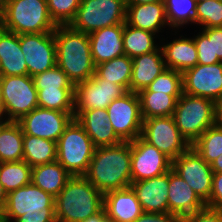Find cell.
Here are the masks:
<instances>
[{
    "label": "cell",
    "instance_id": "obj_1",
    "mask_svg": "<svg viewBox=\"0 0 222 222\" xmlns=\"http://www.w3.org/2000/svg\"><path fill=\"white\" fill-rule=\"evenodd\" d=\"M84 177L101 193L131 185V142L95 148Z\"/></svg>",
    "mask_w": 222,
    "mask_h": 222
},
{
    "label": "cell",
    "instance_id": "obj_2",
    "mask_svg": "<svg viewBox=\"0 0 222 222\" xmlns=\"http://www.w3.org/2000/svg\"><path fill=\"white\" fill-rule=\"evenodd\" d=\"M56 65L62 69L73 86L87 81L95 74L89 35L72 29L69 25H57L54 30Z\"/></svg>",
    "mask_w": 222,
    "mask_h": 222
},
{
    "label": "cell",
    "instance_id": "obj_3",
    "mask_svg": "<svg viewBox=\"0 0 222 222\" xmlns=\"http://www.w3.org/2000/svg\"><path fill=\"white\" fill-rule=\"evenodd\" d=\"M104 194L84 176H72L55 197L56 222H82L103 209Z\"/></svg>",
    "mask_w": 222,
    "mask_h": 222
},
{
    "label": "cell",
    "instance_id": "obj_4",
    "mask_svg": "<svg viewBox=\"0 0 222 222\" xmlns=\"http://www.w3.org/2000/svg\"><path fill=\"white\" fill-rule=\"evenodd\" d=\"M0 26L18 35L54 32L57 27L49 15L46 0H2Z\"/></svg>",
    "mask_w": 222,
    "mask_h": 222
},
{
    "label": "cell",
    "instance_id": "obj_5",
    "mask_svg": "<svg viewBox=\"0 0 222 222\" xmlns=\"http://www.w3.org/2000/svg\"><path fill=\"white\" fill-rule=\"evenodd\" d=\"M214 114V101L182 93L172 117L181 135L192 146L209 127L214 125Z\"/></svg>",
    "mask_w": 222,
    "mask_h": 222
},
{
    "label": "cell",
    "instance_id": "obj_6",
    "mask_svg": "<svg viewBox=\"0 0 222 222\" xmlns=\"http://www.w3.org/2000/svg\"><path fill=\"white\" fill-rule=\"evenodd\" d=\"M95 148L84 128L73 119L57 141L56 160L71 176H84Z\"/></svg>",
    "mask_w": 222,
    "mask_h": 222
},
{
    "label": "cell",
    "instance_id": "obj_7",
    "mask_svg": "<svg viewBox=\"0 0 222 222\" xmlns=\"http://www.w3.org/2000/svg\"><path fill=\"white\" fill-rule=\"evenodd\" d=\"M127 0H82L69 26L90 34L126 22Z\"/></svg>",
    "mask_w": 222,
    "mask_h": 222
},
{
    "label": "cell",
    "instance_id": "obj_8",
    "mask_svg": "<svg viewBox=\"0 0 222 222\" xmlns=\"http://www.w3.org/2000/svg\"><path fill=\"white\" fill-rule=\"evenodd\" d=\"M3 115L6 121H19L38 107L37 89L29 75L0 76Z\"/></svg>",
    "mask_w": 222,
    "mask_h": 222
},
{
    "label": "cell",
    "instance_id": "obj_9",
    "mask_svg": "<svg viewBox=\"0 0 222 222\" xmlns=\"http://www.w3.org/2000/svg\"><path fill=\"white\" fill-rule=\"evenodd\" d=\"M141 137L171 161L191 147L181 135L172 116L143 120Z\"/></svg>",
    "mask_w": 222,
    "mask_h": 222
},
{
    "label": "cell",
    "instance_id": "obj_10",
    "mask_svg": "<svg viewBox=\"0 0 222 222\" xmlns=\"http://www.w3.org/2000/svg\"><path fill=\"white\" fill-rule=\"evenodd\" d=\"M109 123L121 141L131 142L141 136L143 119L138 93L128 91L106 108Z\"/></svg>",
    "mask_w": 222,
    "mask_h": 222
},
{
    "label": "cell",
    "instance_id": "obj_11",
    "mask_svg": "<svg viewBox=\"0 0 222 222\" xmlns=\"http://www.w3.org/2000/svg\"><path fill=\"white\" fill-rule=\"evenodd\" d=\"M171 169L188 183L205 204L209 201L213 171L211 165L192 147L172 161Z\"/></svg>",
    "mask_w": 222,
    "mask_h": 222
},
{
    "label": "cell",
    "instance_id": "obj_12",
    "mask_svg": "<svg viewBox=\"0 0 222 222\" xmlns=\"http://www.w3.org/2000/svg\"><path fill=\"white\" fill-rule=\"evenodd\" d=\"M127 92L123 86L99 79L94 74L74 86V116L89 109H106L113 100Z\"/></svg>",
    "mask_w": 222,
    "mask_h": 222
},
{
    "label": "cell",
    "instance_id": "obj_13",
    "mask_svg": "<svg viewBox=\"0 0 222 222\" xmlns=\"http://www.w3.org/2000/svg\"><path fill=\"white\" fill-rule=\"evenodd\" d=\"M172 168V161L141 136L131 141V183L161 176Z\"/></svg>",
    "mask_w": 222,
    "mask_h": 222
},
{
    "label": "cell",
    "instance_id": "obj_14",
    "mask_svg": "<svg viewBox=\"0 0 222 222\" xmlns=\"http://www.w3.org/2000/svg\"><path fill=\"white\" fill-rule=\"evenodd\" d=\"M19 41L29 76L33 77L56 66L54 32L20 34Z\"/></svg>",
    "mask_w": 222,
    "mask_h": 222
},
{
    "label": "cell",
    "instance_id": "obj_15",
    "mask_svg": "<svg viewBox=\"0 0 222 222\" xmlns=\"http://www.w3.org/2000/svg\"><path fill=\"white\" fill-rule=\"evenodd\" d=\"M73 119L74 112H61L37 107L17 122L24 135L57 142Z\"/></svg>",
    "mask_w": 222,
    "mask_h": 222
},
{
    "label": "cell",
    "instance_id": "obj_16",
    "mask_svg": "<svg viewBox=\"0 0 222 222\" xmlns=\"http://www.w3.org/2000/svg\"><path fill=\"white\" fill-rule=\"evenodd\" d=\"M183 93L210 99H222V62L197 64L182 73Z\"/></svg>",
    "mask_w": 222,
    "mask_h": 222
},
{
    "label": "cell",
    "instance_id": "obj_17",
    "mask_svg": "<svg viewBox=\"0 0 222 222\" xmlns=\"http://www.w3.org/2000/svg\"><path fill=\"white\" fill-rule=\"evenodd\" d=\"M54 203L55 197L30 183L7 194L3 215L8 222H14L27 212L33 213L43 208H54Z\"/></svg>",
    "mask_w": 222,
    "mask_h": 222
},
{
    "label": "cell",
    "instance_id": "obj_18",
    "mask_svg": "<svg viewBox=\"0 0 222 222\" xmlns=\"http://www.w3.org/2000/svg\"><path fill=\"white\" fill-rule=\"evenodd\" d=\"M168 186L169 171L130 185L146 213H168Z\"/></svg>",
    "mask_w": 222,
    "mask_h": 222
},
{
    "label": "cell",
    "instance_id": "obj_19",
    "mask_svg": "<svg viewBox=\"0 0 222 222\" xmlns=\"http://www.w3.org/2000/svg\"><path fill=\"white\" fill-rule=\"evenodd\" d=\"M91 55L95 65L125 55L123 24L104 27L89 34Z\"/></svg>",
    "mask_w": 222,
    "mask_h": 222
},
{
    "label": "cell",
    "instance_id": "obj_20",
    "mask_svg": "<svg viewBox=\"0 0 222 222\" xmlns=\"http://www.w3.org/2000/svg\"><path fill=\"white\" fill-rule=\"evenodd\" d=\"M206 204L172 169L169 171L168 212L180 217L202 210Z\"/></svg>",
    "mask_w": 222,
    "mask_h": 222
},
{
    "label": "cell",
    "instance_id": "obj_21",
    "mask_svg": "<svg viewBox=\"0 0 222 222\" xmlns=\"http://www.w3.org/2000/svg\"><path fill=\"white\" fill-rule=\"evenodd\" d=\"M74 119L84 128L96 147L115 145L121 142L109 123L106 109H89L78 112Z\"/></svg>",
    "mask_w": 222,
    "mask_h": 222
},
{
    "label": "cell",
    "instance_id": "obj_22",
    "mask_svg": "<svg viewBox=\"0 0 222 222\" xmlns=\"http://www.w3.org/2000/svg\"><path fill=\"white\" fill-rule=\"evenodd\" d=\"M103 208L116 222H134L144 212L131 187L106 192Z\"/></svg>",
    "mask_w": 222,
    "mask_h": 222
},
{
    "label": "cell",
    "instance_id": "obj_23",
    "mask_svg": "<svg viewBox=\"0 0 222 222\" xmlns=\"http://www.w3.org/2000/svg\"><path fill=\"white\" fill-rule=\"evenodd\" d=\"M125 23L155 34L161 32L162 28L169 26L164 2L127 4Z\"/></svg>",
    "mask_w": 222,
    "mask_h": 222
},
{
    "label": "cell",
    "instance_id": "obj_24",
    "mask_svg": "<svg viewBox=\"0 0 222 222\" xmlns=\"http://www.w3.org/2000/svg\"><path fill=\"white\" fill-rule=\"evenodd\" d=\"M132 62L130 91L134 93L146 89L166 69L161 46L153 52L134 57Z\"/></svg>",
    "mask_w": 222,
    "mask_h": 222
},
{
    "label": "cell",
    "instance_id": "obj_25",
    "mask_svg": "<svg viewBox=\"0 0 222 222\" xmlns=\"http://www.w3.org/2000/svg\"><path fill=\"white\" fill-rule=\"evenodd\" d=\"M28 75L19 35L0 26V76Z\"/></svg>",
    "mask_w": 222,
    "mask_h": 222
},
{
    "label": "cell",
    "instance_id": "obj_26",
    "mask_svg": "<svg viewBox=\"0 0 222 222\" xmlns=\"http://www.w3.org/2000/svg\"><path fill=\"white\" fill-rule=\"evenodd\" d=\"M174 39L170 43L161 45L166 68L183 73L195 67L198 62L197 49L193 38Z\"/></svg>",
    "mask_w": 222,
    "mask_h": 222
},
{
    "label": "cell",
    "instance_id": "obj_27",
    "mask_svg": "<svg viewBox=\"0 0 222 222\" xmlns=\"http://www.w3.org/2000/svg\"><path fill=\"white\" fill-rule=\"evenodd\" d=\"M72 176L56 160L35 166L31 171V183L56 197Z\"/></svg>",
    "mask_w": 222,
    "mask_h": 222
},
{
    "label": "cell",
    "instance_id": "obj_28",
    "mask_svg": "<svg viewBox=\"0 0 222 222\" xmlns=\"http://www.w3.org/2000/svg\"><path fill=\"white\" fill-rule=\"evenodd\" d=\"M193 39L197 49V64L222 62V27L202 28Z\"/></svg>",
    "mask_w": 222,
    "mask_h": 222
},
{
    "label": "cell",
    "instance_id": "obj_29",
    "mask_svg": "<svg viewBox=\"0 0 222 222\" xmlns=\"http://www.w3.org/2000/svg\"><path fill=\"white\" fill-rule=\"evenodd\" d=\"M138 96L143 120L154 117L172 116L177 100L181 97V95H168L153 91H140Z\"/></svg>",
    "mask_w": 222,
    "mask_h": 222
},
{
    "label": "cell",
    "instance_id": "obj_30",
    "mask_svg": "<svg viewBox=\"0 0 222 222\" xmlns=\"http://www.w3.org/2000/svg\"><path fill=\"white\" fill-rule=\"evenodd\" d=\"M57 142L31 135L23 137V161L32 168L56 161Z\"/></svg>",
    "mask_w": 222,
    "mask_h": 222
},
{
    "label": "cell",
    "instance_id": "obj_31",
    "mask_svg": "<svg viewBox=\"0 0 222 222\" xmlns=\"http://www.w3.org/2000/svg\"><path fill=\"white\" fill-rule=\"evenodd\" d=\"M23 137L18 122L7 121L0 128V163L23 160Z\"/></svg>",
    "mask_w": 222,
    "mask_h": 222
},
{
    "label": "cell",
    "instance_id": "obj_32",
    "mask_svg": "<svg viewBox=\"0 0 222 222\" xmlns=\"http://www.w3.org/2000/svg\"><path fill=\"white\" fill-rule=\"evenodd\" d=\"M132 68V58L123 55L96 65L95 75L99 79L119 84L130 91Z\"/></svg>",
    "mask_w": 222,
    "mask_h": 222
},
{
    "label": "cell",
    "instance_id": "obj_33",
    "mask_svg": "<svg viewBox=\"0 0 222 222\" xmlns=\"http://www.w3.org/2000/svg\"><path fill=\"white\" fill-rule=\"evenodd\" d=\"M155 33L135 28L123 24V45L124 53L130 58L140 56L157 50L160 46L156 45Z\"/></svg>",
    "mask_w": 222,
    "mask_h": 222
},
{
    "label": "cell",
    "instance_id": "obj_34",
    "mask_svg": "<svg viewBox=\"0 0 222 222\" xmlns=\"http://www.w3.org/2000/svg\"><path fill=\"white\" fill-rule=\"evenodd\" d=\"M32 167L25 161L0 163V182L8 194L31 183Z\"/></svg>",
    "mask_w": 222,
    "mask_h": 222
},
{
    "label": "cell",
    "instance_id": "obj_35",
    "mask_svg": "<svg viewBox=\"0 0 222 222\" xmlns=\"http://www.w3.org/2000/svg\"><path fill=\"white\" fill-rule=\"evenodd\" d=\"M38 107L74 112V88L41 89L37 91Z\"/></svg>",
    "mask_w": 222,
    "mask_h": 222
},
{
    "label": "cell",
    "instance_id": "obj_36",
    "mask_svg": "<svg viewBox=\"0 0 222 222\" xmlns=\"http://www.w3.org/2000/svg\"><path fill=\"white\" fill-rule=\"evenodd\" d=\"M196 4V0H164L169 27L179 29L195 23Z\"/></svg>",
    "mask_w": 222,
    "mask_h": 222
},
{
    "label": "cell",
    "instance_id": "obj_37",
    "mask_svg": "<svg viewBox=\"0 0 222 222\" xmlns=\"http://www.w3.org/2000/svg\"><path fill=\"white\" fill-rule=\"evenodd\" d=\"M208 164L222 154V129L209 127L191 146Z\"/></svg>",
    "mask_w": 222,
    "mask_h": 222
},
{
    "label": "cell",
    "instance_id": "obj_38",
    "mask_svg": "<svg viewBox=\"0 0 222 222\" xmlns=\"http://www.w3.org/2000/svg\"><path fill=\"white\" fill-rule=\"evenodd\" d=\"M195 23L203 28L222 27V0H207L196 4Z\"/></svg>",
    "mask_w": 222,
    "mask_h": 222
},
{
    "label": "cell",
    "instance_id": "obj_39",
    "mask_svg": "<svg viewBox=\"0 0 222 222\" xmlns=\"http://www.w3.org/2000/svg\"><path fill=\"white\" fill-rule=\"evenodd\" d=\"M141 91L161 92L168 95H181L183 93L182 73L166 68L146 89Z\"/></svg>",
    "mask_w": 222,
    "mask_h": 222
},
{
    "label": "cell",
    "instance_id": "obj_40",
    "mask_svg": "<svg viewBox=\"0 0 222 222\" xmlns=\"http://www.w3.org/2000/svg\"><path fill=\"white\" fill-rule=\"evenodd\" d=\"M48 12L56 25H69L74 19L81 0H46Z\"/></svg>",
    "mask_w": 222,
    "mask_h": 222
},
{
    "label": "cell",
    "instance_id": "obj_41",
    "mask_svg": "<svg viewBox=\"0 0 222 222\" xmlns=\"http://www.w3.org/2000/svg\"><path fill=\"white\" fill-rule=\"evenodd\" d=\"M33 80L37 91L41 89L74 88L66 73L57 65L33 76Z\"/></svg>",
    "mask_w": 222,
    "mask_h": 222
},
{
    "label": "cell",
    "instance_id": "obj_42",
    "mask_svg": "<svg viewBox=\"0 0 222 222\" xmlns=\"http://www.w3.org/2000/svg\"><path fill=\"white\" fill-rule=\"evenodd\" d=\"M180 222H222V217L217 209L205 207L193 214L181 217Z\"/></svg>",
    "mask_w": 222,
    "mask_h": 222
},
{
    "label": "cell",
    "instance_id": "obj_43",
    "mask_svg": "<svg viewBox=\"0 0 222 222\" xmlns=\"http://www.w3.org/2000/svg\"><path fill=\"white\" fill-rule=\"evenodd\" d=\"M14 222H56L55 209L43 208L39 212L25 213Z\"/></svg>",
    "mask_w": 222,
    "mask_h": 222
},
{
    "label": "cell",
    "instance_id": "obj_44",
    "mask_svg": "<svg viewBox=\"0 0 222 222\" xmlns=\"http://www.w3.org/2000/svg\"><path fill=\"white\" fill-rule=\"evenodd\" d=\"M206 207H222V173H213L211 195Z\"/></svg>",
    "mask_w": 222,
    "mask_h": 222
},
{
    "label": "cell",
    "instance_id": "obj_45",
    "mask_svg": "<svg viewBox=\"0 0 222 222\" xmlns=\"http://www.w3.org/2000/svg\"><path fill=\"white\" fill-rule=\"evenodd\" d=\"M181 217L172 213L143 212L134 222H180Z\"/></svg>",
    "mask_w": 222,
    "mask_h": 222
},
{
    "label": "cell",
    "instance_id": "obj_46",
    "mask_svg": "<svg viewBox=\"0 0 222 222\" xmlns=\"http://www.w3.org/2000/svg\"><path fill=\"white\" fill-rule=\"evenodd\" d=\"M214 125L222 129V99L215 102Z\"/></svg>",
    "mask_w": 222,
    "mask_h": 222
},
{
    "label": "cell",
    "instance_id": "obj_47",
    "mask_svg": "<svg viewBox=\"0 0 222 222\" xmlns=\"http://www.w3.org/2000/svg\"><path fill=\"white\" fill-rule=\"evenodd\" d=\"M210 165L213 173H222V154Z\"/></svg>",
    "mask_w": 222,
    "mask_h": 222
},
{
    "label": "cell",
    "instance_id": "obj_48",
    "mask_svg": "<svg viewBox=\"0 0 222 222\" xmlns=\"http://www.w3.org/2000/svg\"><path fill=\"white\" fill-rule=\"evenodd\" d=\"M7 201V193L0 182V212L3 213Z\"/></svg>",
    "mask_w": 222,
    "mask_h": 222
},
{
    "label": "cell",
    "instance_id": "obj_49",
    "mask_svg": "<svg viewBox=\"0 0 222 222\" xmlns=\"http://www.w3.org/2000/svg\"><path fill=\"white\" fill-rule=\"evenodd\" d=\"M106 214L104 208L97 214L88 217L82 222H101V218Z\"/></svg>",
    "mask_w": 222,
    "mask_h": 222
},
{
    "label": "cell",
    "instance_id": "obj_50",
    "mask_svg": "<svg viewBox=\"0 0 222 222\" xmlns=\"http://www.w3.org/2000/svg\"><path fill=\"white\" fill-rule=\"evenodd\" d=\"M164 2V0H127V4H147Z\"/></svg>",
    "mask_w": 222,
    "mask_h": 222
},
{
    "label": "cell",
    "instance_id": "obj_51",
    "mask_svg": "<svg viewBox=\"0 0 222 222\" xmlns=\"http://www.w3.org/2000/svg\"><path fill=\"white\" fill-rule=\"evenodd\" d=\"M101 222H116L113 218L109 217L107 214H105L102 218H101Z\"/></svg>",
    "mask_w": 222,
    "mask_h": 222
},
{
    "label": "cell",
    "instance_id": "obj_52",
    "mask_svg": "<svg viewBox=\"0 0 222 222\" xmlns=\"http://www.w3.org/2000/svg\"><path fill=\"white\" fill-rule=\"evenodd\" d=\"M0 118H4V116H3V107H2V100H1V92H0Z\"/></svg>",
    "mask_w": 222,
    "mask_h": 222
},
{
    "label": "cell",
    "instance_id": "obj_53",
    "mask_svg": "<svg viewBox=\"0 0 222 222\" xmlns=\"http://www.w3.org/2000/svg\"><path fill=\"white\" fill-rule=\"evenodd\" d=\"M0 222H8L5 218V216L3 215V213L0 212Z\"/></svg>",
    "mask_w": 222,
    "mask_h": 222
},
{
    "label": "cell",
    "instance_id": "obj_54",
    "mask_svg": "<svg viewBox=\"0 0 222 222\" xmlns=\"http://www.w3.org/2000/svg\"><path fill=\"white\" fill-rule=\"evenodd\" d=\"M7 121L4 118H0V128L6 123Z\"/></svg>",
    "mask_w": 222,
    "mask_h": 222
},
{
    "label": "cell",
    "instance_id": "obj_55",
    "mask_svg": "<svg viewBox=\"0 0 222 222\" xmlns=\"http://www.w3.org/2000/svg\"><path fill=\"white\" fill-rule=\"evenodd\" d=\"M217 210L219 211V213H220V215H221V217H222V207L217 208Z\"/></svg>",
    "mask_w": 222,
    "mask_h": 222
},
{
    "label": "cell",
    "instance_id": "obj_56",
    "mask_svg": "<svg viewBox=\"0 0 222 222\" xmlns=\"http://www.w3.org/2000/svg\"><path fill=\"white\" fill-rule=\"evenodd\" d=\"M202 1H207V0H196L197 3L202 2Z\"/></svg>",
    "mask_w": 222,
    "mask_h": 222
}]
</instances>
